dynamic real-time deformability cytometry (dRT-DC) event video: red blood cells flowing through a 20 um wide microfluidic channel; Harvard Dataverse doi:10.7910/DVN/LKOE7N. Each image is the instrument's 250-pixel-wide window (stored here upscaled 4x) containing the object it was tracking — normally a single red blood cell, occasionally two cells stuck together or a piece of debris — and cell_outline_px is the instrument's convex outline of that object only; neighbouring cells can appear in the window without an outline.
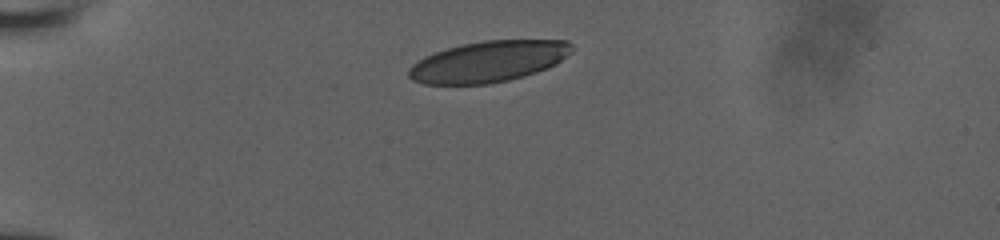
{"species": "human", "species_latin": "Homo sapiens", "temperature_condition": "room temperature", "stored_images_in_passage": 14, "camera_frame_rate_fps": 3000, "um_per_image_px": 0.085, "donor": {"sex": "male"}, "frame": {"image": 1, "passage_image": 1, "time_ms": 0.0, "image_size_px": [1000, 240], "cell_outline_px": [[572, 52], [556, 64], [536, 72], [524, 76], [508, 80], [488, 84], [424, 84], [412, 80], [408, 76], [408, 68], [412, 64], [424, 56], [448, 48], [464, 44], [484, 40], [568, 40], [572, 44]], "centroid_in_image_um": [41.52, 5.23], "position_along_channel_um": 43.5, "area_um2": 39.02}}
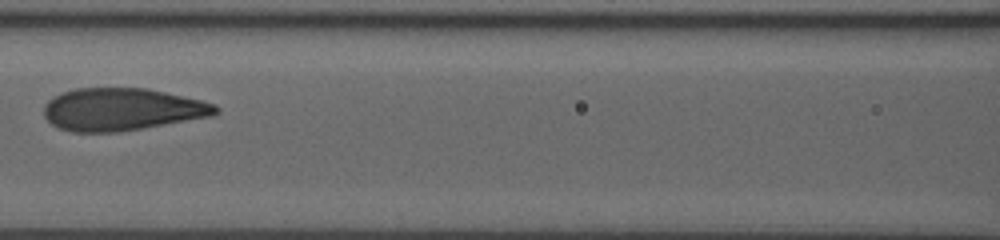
{"frame": {"image": 2, "passage_image": 7, "time_ms": 4.0, "image_size_px": [1000, 240], "cell_outline_px": [[220, 112], [212, 116], [116, 132], [72, 132], [60, 128], [52, 124], [44, 116], [44, 104], [52, 96], [60, 92], [76, 88], [148, 88], [200, 100], [216, 104], [220, 108]], "centroid_in_image_um": [10.34, 9.28], "position_along_channel_um": 156.3, "area_um2": 42.48}}
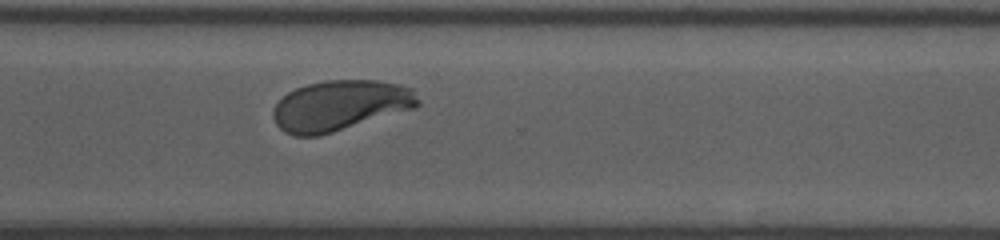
{"frame": {"image": 3, "passage_image": 14, "time_ms": 8.667, "image_size_px": [1000, 240], "cell_outline_px": [[420, 104], [416, 108], [320, 136], [292, 136], [284, 132], [276, 124], [272, 116], [272, 112], [276, 104], [288, 92], [296, 88], [308, 84], [324, 80], [376, 80], [400, 84], [416, 88], [420, 100]], "centroid_in_image_um": [28.96, 8.97], "position_along_channel_um": 341.6, "area_um2": 43.12}}